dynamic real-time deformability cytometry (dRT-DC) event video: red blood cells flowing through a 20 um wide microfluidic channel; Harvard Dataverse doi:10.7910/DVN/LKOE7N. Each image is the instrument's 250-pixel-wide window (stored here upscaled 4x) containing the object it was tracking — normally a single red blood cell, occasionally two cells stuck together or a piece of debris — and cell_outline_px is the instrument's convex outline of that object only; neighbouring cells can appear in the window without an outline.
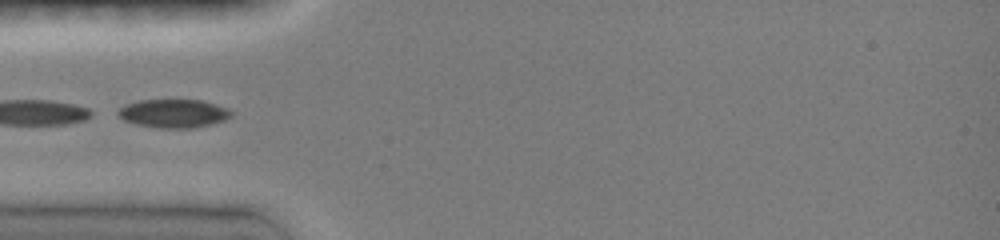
{"species": "common noctule bat (a hibernating species)", "species_latin": "Nyctalus noctula", "temperature_condition": "room temperature", "stored_images_in_passage": 33, "camera_frame_rate_fps": 3000, "um_per_image_px": 0.085, "animal": {"sex": "female", "body_mass_g": 19.0, "forearm_length_mm": 51.5}, "frame": {"image": 1, "passage_image": 1, "time_ms": 0.0, "image_size_px": [1000, 240], "cell_outline_px": [[232, 116], [224, 120], [192, 128], [160, 128], [136, 124], [124, 120], [116, 116], [116, 112], [124, 104], [140, 100], [200, 100], [216, 104], [228, 108], [232, 112]], "centroid_in_image_um": [14.71, 9.63], "position_along_channel_um": 70.3, "area_um2": 18.79}}